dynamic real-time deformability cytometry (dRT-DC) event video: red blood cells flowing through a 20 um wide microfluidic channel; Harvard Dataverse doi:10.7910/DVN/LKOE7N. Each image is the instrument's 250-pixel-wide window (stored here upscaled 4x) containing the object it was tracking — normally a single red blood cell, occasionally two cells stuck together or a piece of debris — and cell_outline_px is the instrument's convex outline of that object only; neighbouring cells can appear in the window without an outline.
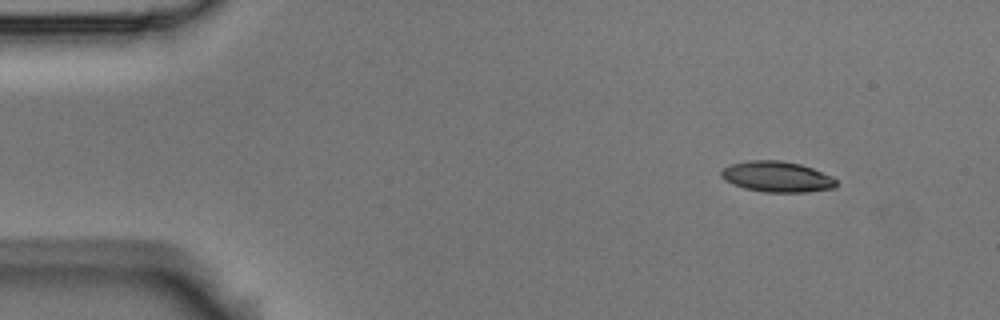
{"species": "Egyptian fruit bat (a non-hibernating species)", "species_latin": "Rousettus aegyptiacus", "temperature_condition": "room temperature", "stored_images_in_passage": 5, "camera_frame_rate_fps": 3000, "um_per_image_px": 0.085, "animal": {"sex": "male"}, "frame": {"image": 1, "passage_image": 2, "time_ms": 0.333, "image_size_px": [1000, 320], "cell_outline_px": [[836, 184], [832, 188], [808, 192], [764, 192], [744, 188], [732, 184], [724, 180], [720, 176], [720, 172], [724, 168], [732, 164], [748, 160], [780, 160], [800, 164], [812, 168], [832, 176], [836, 180]], "centroid_in_image_um": [66.01, 15.02], "position_along_channel_um": 19.0, "area_um2": 20.58}}
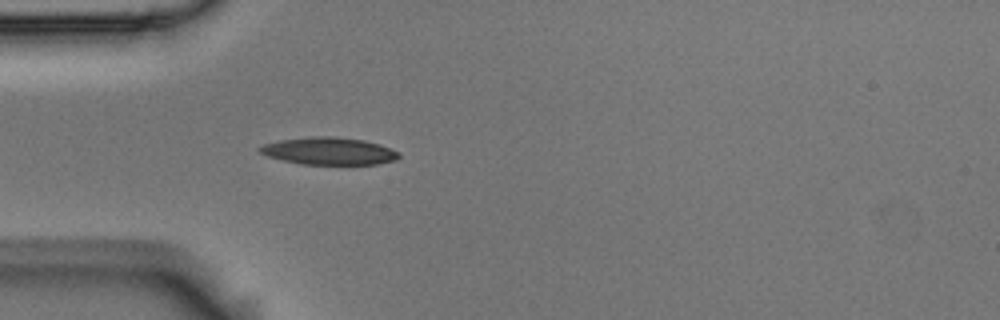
{"frame": {"image": 2, "passage_image": 5, "time_ms": 1.333, "image_size_px": [1000, 320], "cell_outline_px": [[400, 156], [396, 160], [376, 164], [300, 164], [268, 156], [260, 152], [256, 148], [264, 144], [280, 140], [308, 136], [336, 136], [364, 140], [380, 144], [400, 152]], "centroid_in_image_um": [27.97, 12.83], "position_along_channel_um": 57.0, "area_um2": 22.25}}